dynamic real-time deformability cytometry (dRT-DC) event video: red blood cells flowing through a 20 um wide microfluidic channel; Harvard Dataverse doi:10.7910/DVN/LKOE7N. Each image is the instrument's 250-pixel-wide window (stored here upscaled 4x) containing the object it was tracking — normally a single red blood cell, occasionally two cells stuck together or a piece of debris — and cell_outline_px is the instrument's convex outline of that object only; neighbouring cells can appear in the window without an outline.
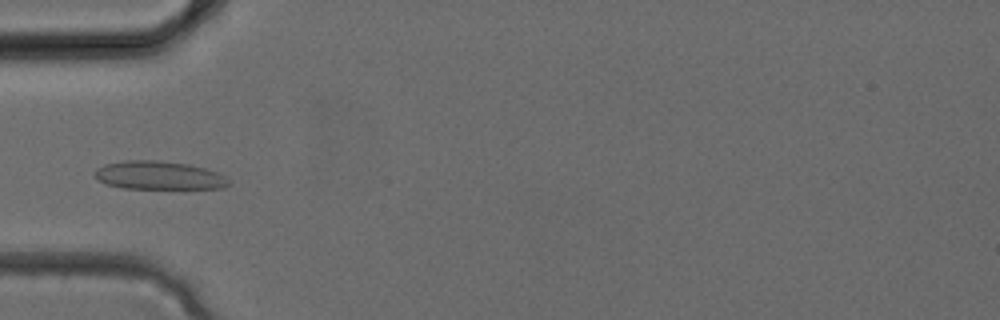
{"species": "common noctule bat (a hibernating species)", "species_latin": "Nyctalus noctula", "temperature_condition": "cold", "stored_images_in_passage": 33, "camera_frame_rate_fps": 3000, "um_per_image_px": 0.085, "animal": {"sex": "female", "body_mass_g": 24.6, "forearm_length_mm": 56.2}, "frame": {"image": 1, "passage_image": 10, "time_ms": 3.0, "image_size_px": [1000, 320], "cell_outline_px": [[232, 184], [224, 188], [124, 188], [104, 184], [92, 176], [92, 172], [96, 168], [104, 164], [124, 160], [160, 160], [188, 164], [204, 168], [216, 172], [224, 176]], "centroid_in_image_um": [13.43, 14.9], "position_along_channel_um": 71.6, "area_um2": 22.37}}
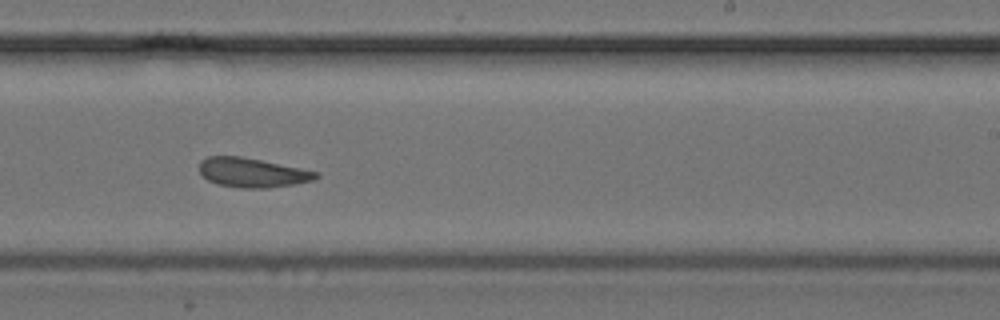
{"frame": {"image": 2, "passage_image": 20, "time_ms": 6.333, "image_size_px": [1000, 320], "cell_outline_px": [[320, 176], [316, 180], [296, 184], [268, 188], [240, 188], [216, 184], [208, 180], [200, 172], [200, 160], [208, 156], [240, 156], [320, 172]], "centroid_in_image_um": [21.47, 14.68], "position_along_channel_um": 267.5, "area_um2": 20.06}}
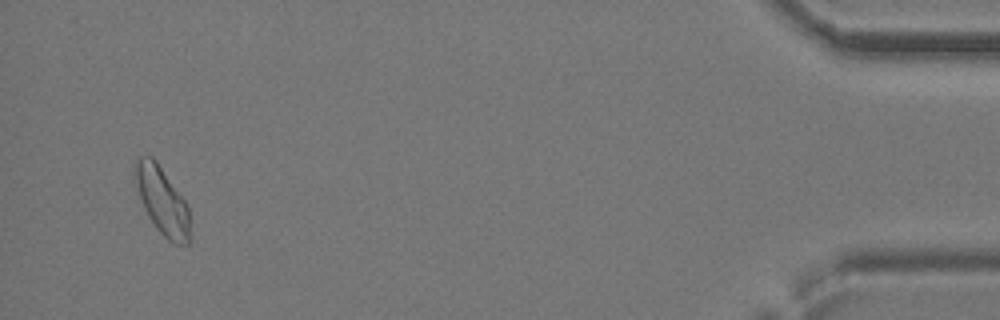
{"frame": {"image": 3, "passage_image": 32, "time_ms": 10.333, "image_size_px": [1000, 320], "cell_outline_px": [[192, 244], [172, 244], [156, 228], [148, 216], [140, 200], [132, 172], [132, 164], [140, 156], [152, 156], [156, 160], [188, 204], [192, 240]], "centroid_in_image_um": [13.79, 17.08], "position_along_channel_um": 421.4, "area_um2": 22.31}}